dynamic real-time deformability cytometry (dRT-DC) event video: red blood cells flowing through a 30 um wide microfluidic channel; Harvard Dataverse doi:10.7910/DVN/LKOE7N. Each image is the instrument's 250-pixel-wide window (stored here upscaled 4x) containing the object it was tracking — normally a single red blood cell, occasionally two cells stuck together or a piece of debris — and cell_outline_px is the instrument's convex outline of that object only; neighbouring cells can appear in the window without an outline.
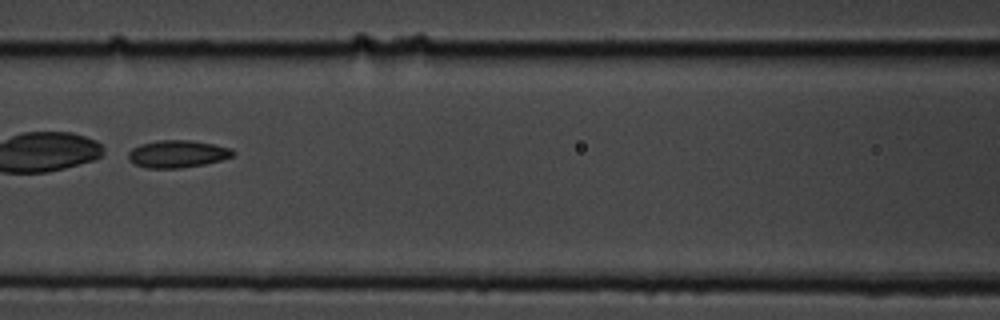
{"species": "common noctule bat (a hibernating species)", "species_latin": "Nyctalus noctula", "temperature_condition": "cold", "stored_images_in_passage": 56, "camera_frame_rate_fps": 3000, "um_per_image_px": 0.085, "animal": {"sex": "male", "body_mass_g": 19.5, "forearm_length_mm": 54.6}, "frame": {"image": 1, "passage_image": 26, "time_ms": 8.333, "image_size_px": [1000, 320], "cell_outline_px": [[236, 152], [232, 156], [220, 160], [204, 164], [180, 168], [148, 168], [136, 164], [128, 160], [128, 152], [132, 148], [140, 144], [160, 140], [192, 140], [232, 148]], "centroid_in_image_um": [15.08, 13.08], "position_along_channel_um": 151.5, "area_um2": 16.65}}
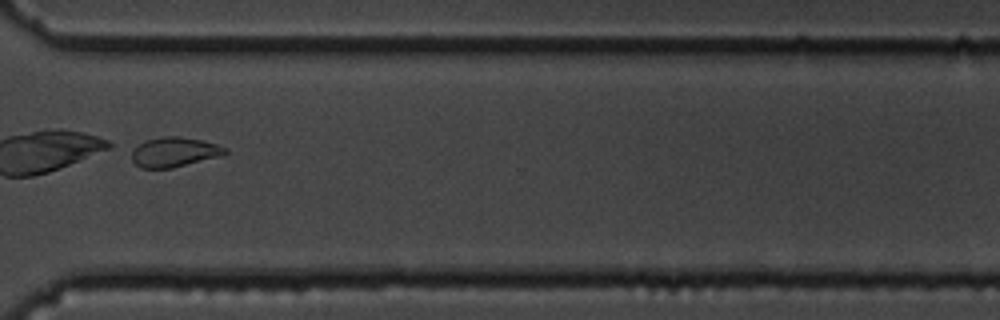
{"frame": {"image": 2, "passage_image": 43, "time_ms": 14.0, "image_size_px": [1000, 320], "cell_outline_px": [[228, 152], [224, 156], [172, 168], [140, 168], [132, 160], [132, 152], [144, 140], [160, 136], [180, 136], [200, 140], [216, 144], [228, 148]], "centroid_in_image_um": [14.86, 12.93], "position_along_channel_um": 355.7, "area_um2": 16.36}}